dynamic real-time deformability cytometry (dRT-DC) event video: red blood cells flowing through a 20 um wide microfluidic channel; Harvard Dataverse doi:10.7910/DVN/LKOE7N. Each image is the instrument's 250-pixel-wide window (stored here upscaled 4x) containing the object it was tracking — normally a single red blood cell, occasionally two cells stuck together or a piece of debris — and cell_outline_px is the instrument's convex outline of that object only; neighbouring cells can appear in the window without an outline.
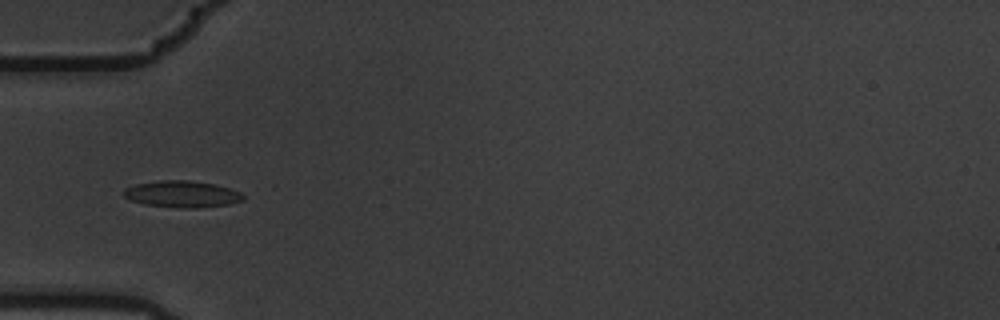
{"species": "common noctule bat (a hibernating species)", "species_latin": "Nyctalus noctula", "temperature_condition": "warm", "stored_images_in_passage": 8, "camera_frame_rate_fps": 3000, "um_per_image_px": 0.085, "animal": {"sex": "male", "body_mass_g": 19.5, "forearm_length_mm": 54.6}, "frame": {"image": 1, "passage_image": 5, "time_ms": 1.333, "image_size_px": [1000, 320], "cell_outline_px": [[244, 200], [228, 204], [196, 208], [176, 208], [144, 204], [132, 200], [124, 196], [124, 188], [136, 184], [160, 180], [188, 180], [216, 184], [240, 192], [244, 196]], "centroid_in_image_um": [15.47, 16.5], "position_along_channel_um": 69.5, "area_um2": 18.5}}
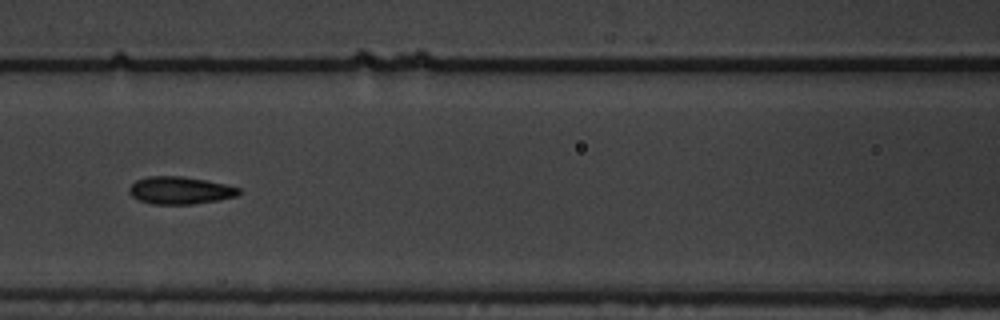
{"frame": {"image": 2, "passage_image": 7, "time_ms": 2.0, "image_size_px": [1000, 320], "cell_outline_px": [[240, 192], [236, 196], [216, 200], [192, 204], [152, 204], [140, 200], [132, 196], [128, 192], [128, 188], [136, 180], [148, 176], [184, 176], [224, 184], [240, 188]], "centroid_in_image_um": [15.26, 16.18], "position_along_channel_um": 151.3, "area_um2": 17.4}}
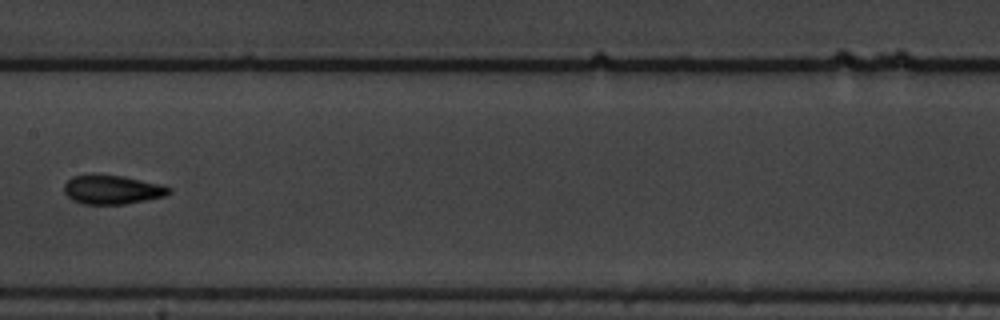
{"frame": {"image": 3, "passage_image": 8, "time_ms": 2.333, "image_size_px": [1000, 320], "cell_outline_px": [[172, 192], [164, 196], [124, 204], [84, 204], [72, 200], [64, 192], [64, 184], [72, 176], [92, 172], [124, 176], [160, 184], [172, 188]], "centroid_in_image_um": [9.49, 16.08], "position_along_channel_um": 197.9, "area_um2": 18.09}}